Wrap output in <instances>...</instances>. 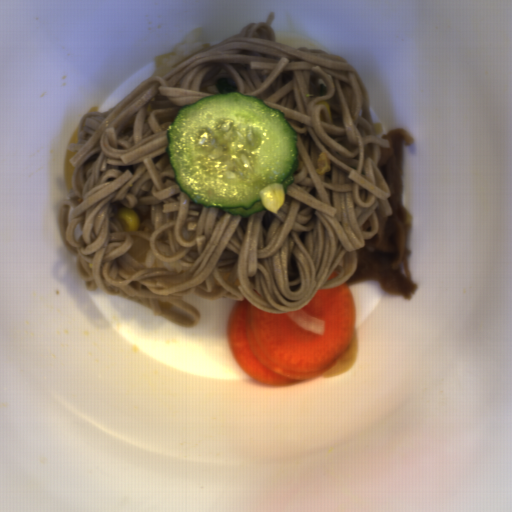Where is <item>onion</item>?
I'll return each mask as SVG.
<instances>
[{
  "mask_svg": "<svg viewBox=\"0 0 512 512\" xmlns=\"http://www.w3.org/2000/svg\"><path fill=\"white\" fill-rule=\"evenodd\" d=\"M79 125V124H78ZM78 125L75 126L67 144L65 147V153L63 158V171H64V182L69 188L73 189L72 186V175L75 167L69 161L85 144L77 143L78 137Z\"/></svg>",
  "mask_w": 512,
  "mask_h": 512,
  "instance_id": "obj_1",
  "label": "onion"
}]
</instances>
